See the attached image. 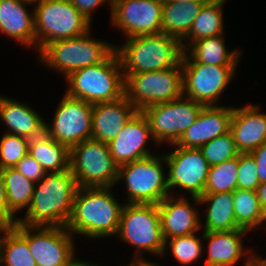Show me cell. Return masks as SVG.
Instances as JSON below:
<instances>
[{
	"label": "cell",
	"mask_w": 266,
	"mask_h": 266,
	"mask_svg": "<svg viewBox=\"0 0 266 266\" xmlns=\"http://www.w3.org/2000/svg\"><path fill=\"white\" fill-rule=\"evenodd\" d=\"M112 188L78 187L66 225L73 236L78 234L92 240L116 237L125 203L118 202Z\"/></svg>",
	"instance_id": "1"
},
{
	"label": "cell",
	"mask_w": 266,
	"mask_h": 266,
	"mask_svg": "<svg viewBox=\"0 0 266 266\" xmlns=\"http://www.w3.org/2000/svg\"><path fill=\"white\" fill-rule=\"evenodd\" d=\"M77 189L70 169L47 173L35 184L31 204L18 222L26 226L66 227Z\"/></svg>",
	"instance_id": "2"
},
{
	"label": "cell",
	"mask_w": 266,
	"mask_h": 266,
	"mask_svg": "<svg viewBox=\"0 0 266 266\" xmlns=\"http://www.w3.org/2000/svg\"><path fill=\"white\" fill-rule=\"evenodd\" d=\"M116 46L126 78L132 73L153 72L181 65L184 49L179 39L164 33L125 38Z\"/></svg>",
	"instance_id": "3"
},
{
	"label": "cell",
	"mask_w": 266,
	"mask_h": 266,
	"mask_svg": "<svg viewBox=\"0 0 266 266\" xmlns=\"http://www.w3.org/2000/svg\"><path fill=\"white\" fill-rule=\"evenodd\" d=\"M92 37L90 30L78 37L51 42L38 53L37 61L61 73L64 79L81 68L102 64L116 52L117 44Z\"/></svg>",
	"instance_id": "4"
},
{
	"label": "cell",
	"mask_w": 266,
	"mask_h": 266,
	"mask_svg": "<svg viewBox=\"0 0 266 266\" xmlns=\"http://www.w3.org/2000/svg\"><path fill=\"white\" fill-rule=\"evenodd\" d=\"M65 93L94 105L125 96V77L115 52L106 62L81 68L65 78Z\"/></svg>",
	"instance_id": "5"
},
{
	"label": "cell",
	"mask_w": 266,
	"mask_h": 266,
	"mask_svg": "<svg viewBox=\"0 0 266 266\" xmlns=\"http://www.w3.org/2000/svg\"><path fill=\"white\" fill-rule=\"evenodd\" d=\"M33 5L38 53L51 42L78 37L92 29L91 21L70 0H41Z\"/></svg>",
	"instance_id": "6"
},
{
	"label": "cell",
	"mask_w": 266,
	"mask_h": 266,
	"mask_svg": "<svg viewBox=\"0 0 266 266\" xmlns=\"http://www.w3.org/2000/svg\"><path fill=\"white\" fill-rule=\"evenodd\" d=\"M116 236L135 248L134 257H144V252L162 257L165 239L158 204L125 203Z\"/></svg>",
	"instance_id": "7"
},
{
	"label": "cell",
	"mask_w": 266,
	"mask_h": 266,
	"mask_svg": "<svg viewBox=\"0 0 266 266\" xmlns=\"http://www.w3.org/2000/svg\"><path fill=\"white\" fill-rule=\"evenodd\" d=\"M163 165L166 162L161 152L119 166L117 183L125 181L126 203L159 204L171 195Z\"/></svg>",
	"instance_id": "8"
},
{
	"label": "cell",
	"mask_w": 266,
	"mask_h": 266,
	"mask_svg": "<svg viewBox=\"0 0 266 266\" xmlns=\"http://www.w3.org/2000/svg\"><path fill=\"white\" fill-rule=\"evenodd\" d=\"M69 169L78 187H114L117 184L119 166L107 143L89 139L72 147Z\"/></svg>",
	"instance_id": "9"
},
{
	"label": "cell",
	"mask_w": 266,
	"mask_h": 266,
	"mask_svg": "<svg viewBox=\"0 0 266 266\" xmlns=\"http://www.w3.org/2000/svg\"><path fill=\"white\" fill-rule=\"evenodd\" d=\"M183 95L203 106H219V100L238 66L197 63L186 51L181 60ZM218 101V102H217Z\"/></svg>",
	"instance_id": "10"
},
{
	"label": "cell",
	"mask_w": 266,
	"mask_h": 266,
	"mask_svg": "<svg viewBox=\"0 0 266 266\" xmlns=\"http://www.w3.org/2000/svg\"><path fill=\"white\" fill-rule=\"evenodd\" d=\"M183 95L182 66L132 73L125 78V96L138 111Z\"/></svg>",
	"instance_id": "11"
},
{
	"label": "cell",
	"mask_w": 266,
	"mask_h": 266,
	"mask_svg": "<svg viewBox=\"0 0 266 266\" xmlns=\"http://www.w3.org/2000/svg\"><path fill=\"white\" fill-rule=\"evenodd\" d=\"M203 105L182 95L166 103L145 108L151 134L157 145L175 144L194 123ZM162 143V144H161Z\"/></svg>",
	"instance_id": "12"
},
{
	"label": "cell",
	"mask_w": 266,
	"mask_h": 266,
	"mask_svg": "<svg viewBox=\"0 0 266 266\" xmlns=\"http://www.w3.org/2000/svg\"><path fill=\"white\" fill-rule=\"evenodd\" d=\"M93 105L81 99L62 95L54 112L52 124L45 121L44 132L69 150L91 139Z\"/></svg>",
	"instance_id": "13"
},
{
	"label": "cell",
	"mask_w": 266,
	"mask_h": 266,
	"mask_svg": "<svg viewBox=\"0 0 266 266\" xmlns=\"http://www.w3.org/2000/svg\"><path fill=\"white\" fill-rule=\"evenodd\" d=\"M13 226L26 238L37 266H67L75 257V239L66 227Z\"/></svg>",
	"instance_id": "14"
},
{
	"label": "cell",
	"mask_w": 266,
	"mask_h": 266,
	"mask_svg": "<svg viewBox=\"0 0 266 266\" xmlns=\"http://www.w3.org/2000/svg\"><path fill=\"white\" fill-rule=\"evenodd\" d=\"M169 146H173L174 150L165 153L164 157L168 168L167 184L170 194H173L171 190L176 187L183 190L184 194L187 192L191 198H200L204 194L210 167L202 151L177 147L175 144Z\"/></svg>",
	"instance_id": "15"
},
{
	"label": "cell",
	"mask_w": 266,
	"mask_h": 266,
	"mask_svg": "<svg viewBox=\"0 0 266 266\" xmlns=\"http://www.w3.org/2000/svg\"><path fill=\"white\" fill-rule=\"evenodd\" d=\"M163 0H112L111 25L125 38L162 33Z\"/></svg>",
	"instance_id": "16"
},
{
	"label": "cell",
	"mask_w": 266,
	"mask_h": 266,
	"mask_svg": "<svg viewBox=\"0 0 266 266\" xmlns=\"http://www.w3.org/2000/svg\"><path fill=\"white\" fill-rule=\"evenodd\" d=\"M249 231L235 229L230 231L203 232V240L207 243L206 266H234L243 258L244 266H256L260 256L252 253L253 248H244L245 237Z\"/></svg>",
	"instance_id": "17"
},
{
	"label": "cell",
	"mask_w": 266,
	"mask_h": 266,
	"mask_svg": "<svg viewBox=\"0 0 266 266\" xmlns=\"http://www.w3.org/2000/svg\"><path fill=\"white\" fill-rule=\"evenodd\" d=\"M148 142L157 146L147 117L138 111L108 146L115 163L121 166L154 155L147 146Z\"/></svg>",
	"instance_id": "18"
},
{
	"label": "cell",
	"mask_w": 266,
	"mask_h": 266,
	"mask_svg": "<svg viewBox=\"0 0 266 266\" xmlns=\"http://www.w3.org/2000/svg\"><path fill=\"white\" fill-rule=\"evenodd\" d=\"M191 200L193 204L183 193L176 194V196L174 193L158 204L165 240L202 231L201 215L196 209V206L200 205L199 198L192 197Z\"/></svg>",
	"instance_id": "19"
},
{
	"label": "cell",
	"mask_w": 266,
	"mask_h": 266,
	"mask_svg": "<svg viewBox=\"0 0 266 266\" xmlns=\"http://www.w3.org/2000/svg\"><path fill=\"white\" fill-rule=\"evenodd\" d=\"M233 106H203L194 123L175 143L177 147L200 149L230 131Z\"/></svg>",
	"instance_id": "20"
},
{
	"label": "cell",
	"mask_w": 266,
	"mask_h": 266,
	"mask_svg": "<svg viewBox=\"0 0 266 266\" xmlns=\"http://www.w3.org/2000/svg\"><path fill=\"white\" fill-rule=\"evenodd\" d=\"M138 112L124 96L113 102L97 103L92 108L91 139L109 143Z\"/></svg>",
	"instance_id": "21"
},
{
	"label": "cell",
	"mask_w": 266,
	"mask_h": 266,
	"mask_svg": "<svg viewBox=\"0 0 266 266\" xmlns=\"http://www.w3.org/2000/svg\"><path fill=\"white\" fill-rule=\"evenodd\" d=\"M260 105L234 107L230 131L240 153H251L266 142V113Z\"/></svg>",
	"instance_id": "22"
},
{
	"label": "cell",
	"mask_w": 266,
	"mask_h": 266,
	"mask_svg": "<svg viewBox=\"0 0 266 266\" xmlns=\"http://www.w3.org/2000/svg\"><path fill=\"white\" fill-rule=\"evenodd\" d=\"M31 4L24 0H0V33L36 49L34 11L27 9Z\"/></svg>",
	"instance_id": "23"
},
{
	"label": "cell",
	"mask_w": 266,
	"mask_h": 266,
	"mask_svg": "<svg viewBox=\"0 0 266 266\" xmlns=\"http://www.w3.org/2000/svg\"><path fill=\"white\" fill-rule=\"evenodd\" d=\"M0 120L7 126L6 133L31 140L44 133L45 120L26 103L0 94ZM8 130V131H7Z\"/></svg>",
	"instance_id": "24"
},
{
	"label": "cell",
	"mask_w": 266,
	"mask_h": 266,
	"mask_svg": "<svg viewBox=\"0 0 266 266\" xmlns=\"http://www.w3.org/2000/svg\"><path fill=\"white\" fill-rule=\"evenodd\" d=\"M200 204H206L205 220L201 221L203 232L230 231L241 229L235 219L232 192L203 194ZM203 228V229H202Z\"/></svg>",
	"instance_id": "25"
},
{
	"label": "cell",
	"mask_w": 266,
	"mask_h": 266,
	"mask_svg": "<svg viewBox=\"0 0 266 266\" xmlns=\"http://www.w3.org/2000/svg\"><path fill=\"white\" fill-rule=\"evenodd\" d=\"M225 34L194 41L185 51L197 62L208 65L238 66L243 51H229L225 45Z\"/></svg>",
	"instance_id": "26"
},
{
	"label": "cell",
	"mask_w": 266,
	"mask_h": 266,
	"mask_svg": "<svg viewBox=\"0 0 266 266\" xmlns=\"http://www.w3.org/2000/svg\"><path fill=\"white\" fill-rule=\"evenodd\" d=\"M203 5L195 2L163 1L162 33L182 41L189 34Z\"/></svg>",
	"instance_id": "27"
},
{
	"label": "cell",
	"mask_w": 266,
	"mask_h": 266,
	"mask_svg": "<svg viewBox=\"0 0 266 266\" xmlns=\"http://www.w3.org/2000/svg\"><path fill=\"white\" fill-rule=\"evenodd\" d=\"M28 154L42 166L46 173L69 169L70 150L45 132L29 141Z\"/></svg>",
	"instance_id": "28"
},
{
	"label": "cell",
	"mask_w": 266,
	"mask_h": 266,
	"mask_svg": "<svg viewBox=\"0 0 266 266\" xmlns=\"http://www.w3.org/2000/svg\"><path fill=\"white\" fill-rule=\"evenodd\" d=\"M225 2L227 0H213L202 6L189 34L181 41L184 51L194 41L225 34L223 23V5Z\"/></svg>",
	"instance_id": "29"
},
{
	"label": "cell",
	"mask_w": 266,
	"mask_h": 266,
	"mask_svg": "<svg viewBox=\"0 0 266 266\" xmlns=\"http://www.w3.org/2000/svg\"><path fill=\"white\" fill-rule=\"evenodd\" d=\"M0 266H37L26 238L14 226H6L2 232Z\"/></svg>",
	"instance_id": "30"
},
{
	"label": "cell",
	"mask_w": 266,
	"mask_h": 266,
	"mask_svg": "<svg viewBox=\"0 0 266 266\" xmlns=\"http://www.w3.org/2000/svg\"><path fill=\"white\" fill-rule=\"evenodd\" d=\"M233 194L234 213L237 225L249 232L260 229L266 214L260 206L256 191L236 189Z\"/></svg>",
	"instance_id": "31"
},
{
	"label": "cell",
	"mask_w": 266,
	"mask_h": 266,
	"mask_svg": "<svg viewBox=\"0 0 266 266\" xmlns=\"http://www.w3.org/2000/svg\"><path fill=\"white\" fill-rule=\"evenodd\" d=\"M4 181L9 210L16 216L22 210L29 208L35 182L26 178L15 168L4 169Z\"/></svg>",
	"instance_id": "32"
},
{
	"label": "cell",
	"mask_w": 266,
	"mask_h": 266,
	"mask_svg": "<svg viewBox=\"0 0 266 266\" xmlns=\"http://www.w3.org/2000/svg\"><path fill=\"white\" fill-rule=\"evenodd\" d=\"M239 156L209 167L204 194L234 192L237 189Z\"/></svg>",
	"instance_id": "33"
},
{
	"label": "cell",
	"mask_w": 266,
	"mask_h": 266,
	"mask_svg": "<svg viewBox=\"0 0 266 266\" xmlns=\"http://www.w3.org/2000/svg\"><path fill=\"white\" fill-rule=\"evenodd\" d=\"M197 232L180 236L174 237L171 239L165 240V246L162 256L167 255V251L170 250L171 256L175 258L179 265H189L194 264V262L199 261L198 259H202V255H204L203 250V231L202 236L198 237ZM203 241V242H201ZM166 253V255H165Z\"/></svg>",
	"instance_id": "34"
},
{
	"label": "cell",
	"mask_w": 266,
	"mask_h": 266,
	"mask_svg": "<svg viewBox=\"0 0 266 266\" xmlns=\"http://www.w3.org/2000/svg\"><path fill=\"white\" fill-rule=\"evenodd\" d=\"M200 150L209 166L220 164L240 155L231 131L207 142Z\"/></svg>",
	"instance_id": "35"
},
{
	"label": "cell",
	"mask_w": 266,
	"mask_h": 266,
	"mask_svg": "<svg viewBox=\"0 0 266 266\" xmlns=\"http://www.w3.org/2000/svg\"><path fill=\"white\" fill-rule=\"evenodd\" d=\"M29 141L15 134L4 133L0 140V166L13 168L29 151Z\"/></svg>",
	"instance_id": "36"
},
{
	"label": "cell",
	"mask_w": 266,
	"mask_h": 266,
	"mask_svg": "<svg viewBox=\"0 0 266 266\" xmlns=\"http://www.w3.org/2000/svg\"><path fill=\"white\" fill-rule=\"evenodd\" d=\"M260 181L257 166L251 153H240L237 189L256 191Z\"/></svg>",
	"instance_id": "37"
},
{
	"label": "cell",
	"mask_w": 266,
	"mask_h": 266,
	"mask_svg": "<svg viewBox=\"0 0 266 266\" xmlns=\"http://www.w3.org/2000/svg\"><path fill=\"white\" fill-rule=\"evenodd\" d=\"M13 168L35 183L40 182L47 174L42 166L29 154L24 156Z\"/></svg>",
	"instance_id": "38"
},
{
	"label": "cell",
	"mask_w": 266,
	"mask_h": 266,
	"mask_svg": "<svg viewBox=\"0 0 266 266\" xmlns=\"http://www.w3.org/2000/svg\"><path fill=\"white\" fill-rule=\"evenodd\" d=\"M16 217L9 210L4 181V168L0 166V223L6 226H13L19 221V217Z\"/></svg>",
	"instance_id": "39"
},
{
	"label": "cell",
	"mask_w": 266,
	"mask_h": 266,
	"mask_svg": "<svg viewBox=\"0 0 266 266\" xmlns=\"http://www.w3.org/2000/svg\"><path fill=\"white\" fill-rule=\"evenodd\" d=\"M71 3L87 18L89 21H93V12L96 11L97 8L101 7L106 2L110 6V14L112 9V0H70Z\"/></svg>",
	"instance_id": "40"
},
{
	"label": "cell",
	"mask_w": 266,
	"mask_h": 266,
	"mask_svg": "<svg viewBox=\"0 0 266 266\" xmlns=\"http://www.w3.org/2000/svg\"><path fill=\"white\" fill-rule=\"evenodd\" d=\"M257 166L260 183L266 182V142L251 152Z\"/></svg>",
	"instance_id": "41"
},
{
	"label": "cell",
	"mask_w": 266,
	"mask_h": 266,
	"mask_svg": "<svg viewBox=\"0 0 266 266\" xmlns=\"http://www.w3.org/2000/svg\"><path fill=\"white\" fill-rule=\"evenodd\" d=\"M261 209L266 214V182L260 183L256 189Z\"/></svg>",
	"instance_id": "42"
},
{
	"label": "cell",
	"mask_w": 266,
	"mask_h": 266,
	"mask_svg": "<svg viewBox=\"0 0 266 266\" xmlns=\"http://www.w3.org/2000/svg\"><path fill=\"white\" fill-rule=\"evenodd\" d=\"M130 264L127 266H160L158 263L151 262L148 259L146 260L145 257H134L129 261Z\"/></svg>",
	"instance_id": "43"
},
{
	"label": "cell",
	"mask_w": 266,
	"mask_h": 266,
	"mask_svg": "<svg viewBox=\"0 0 266 266\" xmlns=\"http://www.w3.org/2000/svg\"><path fill=\"white\" fill-rule=\"evenodd\" d=\"M67 266H103V265H100V263L99 264H96V263H90L88 260L86 261V260H82V259H78V258H76V257H74L69 263H68V265Z\"/></svg>",
	"instance_id": "44"
},
{
	"label": "cell",
	"mask_w": 266,
	"mask_h": 266,
	"mask_svg": "<svg viewBox=\"0 0 266 266\" xmlns=\"http://www.w3.org/2000/svg\"><path fill=\"white\" fill-rule=\"evenodd\" d=\"M163 1H176L180 3L195 2L199 4H208L212 2L213 0H163Z\"/></svg>",
	"instance_id": "45"
},
{
	"label": "cell",
	"mask_w": 266,
	"mask_h": 266,
	"mask_svg": "<svg viewBox=\"0 0 266 266\" xmlns=\"http://www.w3.org/2000/svg\"><path fill=\"white\" fill-rule=\"evenodd\" d=\"M5 227H6V225H3V224L0 223V239H1L2 232H3Z\"/></svg>",
	"instance_id": "46"
},
{
	"label": "cell",
	"mask_w": 266,
	"mask_h": 266,
	"mask_svg": "<svg viewBox=\"0 0 266 266\" xmlns=\"http://www.w3.org/2000/svg\"><path fill=\"white\" fill-rule=\"evenodd\" d=\"M24 1H28V2H30V3H36V2H39V1H41V0H24Z\"/></svg>",
	"instance_id": "47"
},
{
	"label": "cell",
	"mask_w": 266,
	"mask_h": 266,
	"mask_svg": "<svg viewBox=\"0 0 266 266\" xmlns=\"http://www.w3.org/2000/svg\"><path fill=\"white\" fill-rule=\"evenodd\" d=\"M256 266H263L260 262Z\"/></svg>",
	"instance_id": "48"
}]
</instances>
